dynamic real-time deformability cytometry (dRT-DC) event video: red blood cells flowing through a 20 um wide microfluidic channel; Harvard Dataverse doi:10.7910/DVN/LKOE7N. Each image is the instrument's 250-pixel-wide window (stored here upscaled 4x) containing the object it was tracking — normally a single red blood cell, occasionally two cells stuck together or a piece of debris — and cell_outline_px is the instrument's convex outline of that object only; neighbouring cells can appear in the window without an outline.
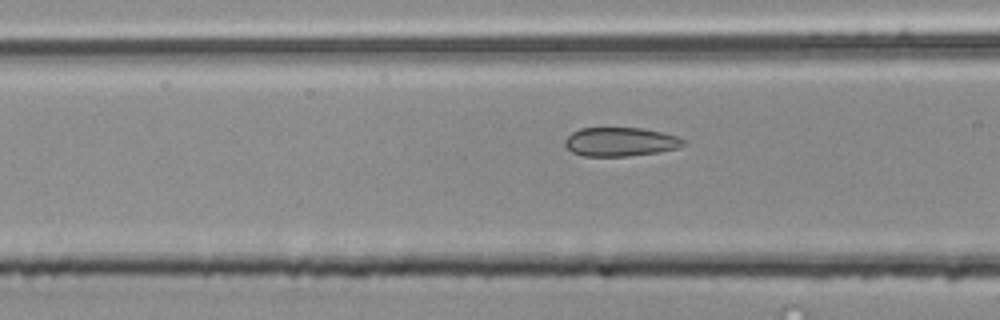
{"species": "common noctule bat (a hibernating species)", "species_latin": "Nyctalus noctula", "temperature_condition": "room temperature", "stored_images_in_passage": 15, "camera_frame_rate_fps": 3000, "um_per_image_px": 0.085, "animal": {"sex": "male", "body_mass_g": 20.4}, "frame": {"image": 1, "passage_image": 13, "time_ms": 4.0, "image_size_px": [1000, 320], "cell_outline_px": [[688, 144], [680, 148], [660, 152], [628, 156], [584, 156], [572, 152], [564, 144], [564, 140], [572, 132], [580, 128], [644, 128], [664, 132], [688, 140]], "centroid_in_image_um": [52.81, 12.05], "position_along_channel_um": 113.8, "area_um2": 20.29}}